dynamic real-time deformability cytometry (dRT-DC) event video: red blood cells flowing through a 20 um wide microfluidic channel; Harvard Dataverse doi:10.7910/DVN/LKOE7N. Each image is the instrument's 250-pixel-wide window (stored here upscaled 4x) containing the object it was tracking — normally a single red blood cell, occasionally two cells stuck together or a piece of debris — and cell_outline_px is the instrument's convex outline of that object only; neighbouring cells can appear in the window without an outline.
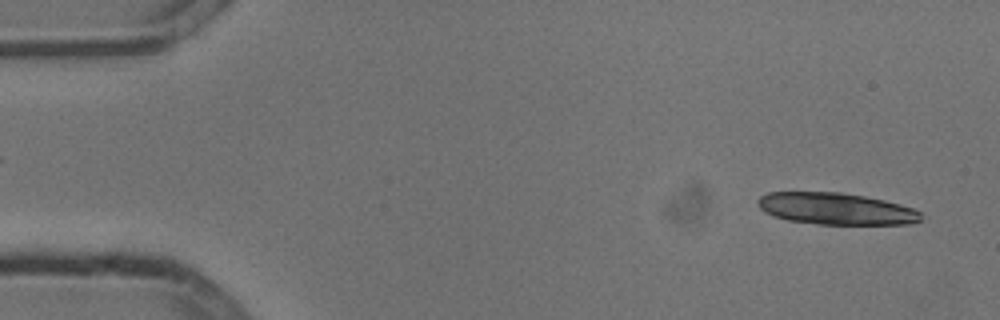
{"species": "common noctule bat (a hibernating species)", "species_latin": "Nyctalus noctula", "temperature_condition": "cold", "stored_images_in_passage": 4, "camera_frame_rate_fps": 3000, "um_per_image_px": 0.085, "animal": {"sex": "male", "body_mass_g": 13.3}, "frame": {"image": 1, "passage_image": 1, "time_ms": 0.0, "image_size_px": [1000, 320], "cell_outline_px": [[920, 220], [912, 224], [816, 224], [788, 220], [772, 216], [764, 212], [756, 204], [756, 200], [760, 196], [768, 192], [840, 192], [864, 196], [884, 200], [900, 204], [912, 208], [920, 212]], "centroid_in_image_um": [71.0, 17.74], "position_along_channel_um": 14.0, "area_um2": 30.29}}